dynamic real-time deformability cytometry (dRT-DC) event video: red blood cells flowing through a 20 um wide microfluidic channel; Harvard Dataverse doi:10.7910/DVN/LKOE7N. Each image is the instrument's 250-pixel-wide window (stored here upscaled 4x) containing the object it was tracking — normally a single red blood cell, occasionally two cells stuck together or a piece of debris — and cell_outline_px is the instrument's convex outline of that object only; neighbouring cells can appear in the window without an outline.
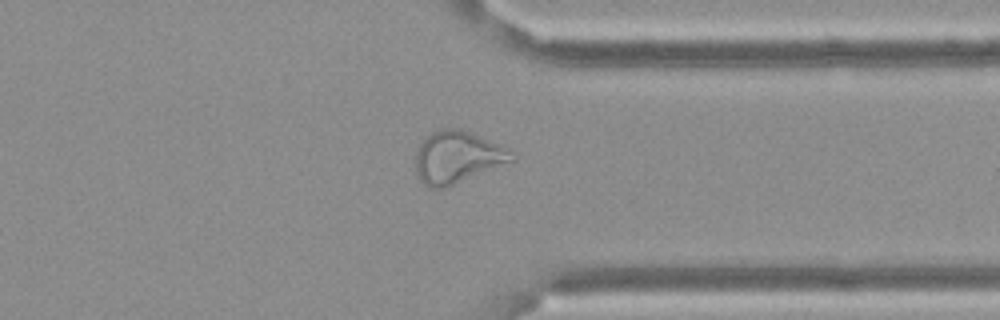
{"species": "Egyptian fruit bat (a non-hibernating species)", "species_latin": "Rousettus aegyptiacus", "temperature_condition": "cold", "stored_images_in_passage": 51, "camera_frame_rate_fps": 3000, "um_per_image_px": 0.085, "frame": {"image": 1, "passage_image": 38, "time_ms": 12.333, "image_size_px": [1000, 320], "cell_outline_px": [[516, 160], [452, 184], [440, 188], [428, 188], [420, 180], [416, 172], [416, 152], [420, 144], [432, 132], [440, 128], [460, 128], [508, 148], [516, 156]], "centroid_in_image_um": [38.87, 13.34], "position_along_channel_um": 372.5, "area_um2": 28.78}}
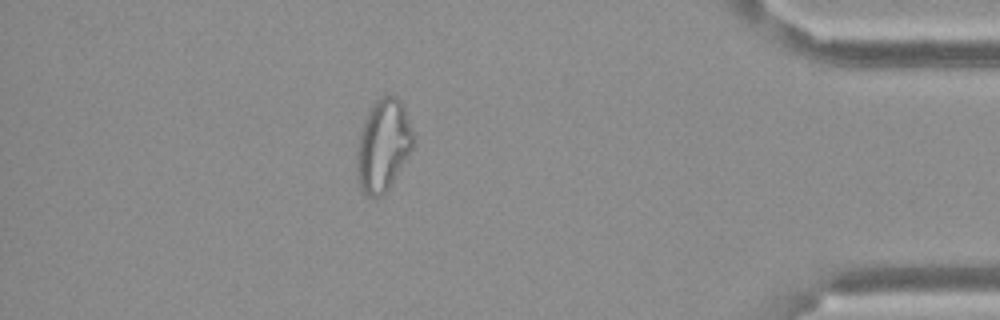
{"frame": {"image": 2, "passage_image": 44, "time_ms": 14.333, "image_size_px": [1000, 320], "cell_outline_px": [[412, 148], [408, 156], [388, 188], [376, 200], [372, 200], [360, 188], [356, 172], [356, 148], [360, 132], [364, 120], [372, 104], [376, 100], [384, 96], [396, 96], [400, 100], [404, 108], [412, 132]], "centroid_in_image_um": [32.52, 12.39], "position_along_channel_um": 402.7, "area_um2": 30.0}, "authors_computed_cell_mechanics": {"area_um2": 29.1312, "velocity_mm_per_s": 3.4214, "shape_relaxation_time_tau1_ms": null, "shape_relaxation_time_tau2_ms": 1.8859, "deformation_change_tau1": null, "deformation_change_tau2": 0.11}}